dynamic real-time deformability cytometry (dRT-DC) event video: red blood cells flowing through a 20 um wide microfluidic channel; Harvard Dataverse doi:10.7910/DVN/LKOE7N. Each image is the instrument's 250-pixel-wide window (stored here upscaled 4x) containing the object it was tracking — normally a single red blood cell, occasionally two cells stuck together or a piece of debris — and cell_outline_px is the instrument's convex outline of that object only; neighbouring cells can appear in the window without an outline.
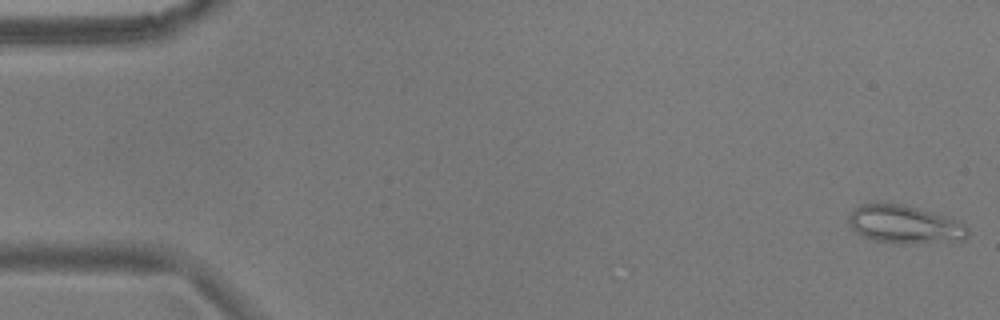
{"species": "common noctule bat (a hibernating species)", "species_latin": "Nyctalus noctula", "temperature_condition": "warm", "stored_images_in_passage": 54, "camera_frame_rate_fps": 3000, "um_per_image_px": 0.085, "animal": {"sex": "male", "body_mass_g": 17.9}, "frame": {"image": 1, "passage_image": 1, "time_ms": 0.0, "image_size_px": [1000, 320], "cell_outline_px": [[968, 236], [960, 240], [904, 244], [900, 244], [872, 240], [856, 232], [852, 228], [848, 220], [848, 216], [860, 204], [892, 200], [948, 216], [960, 220], [968, 228]], "centroid_in_image_um": [76.89, 19.03], "position_along_channel_um": 8.1, "area_um2": 27.17}}
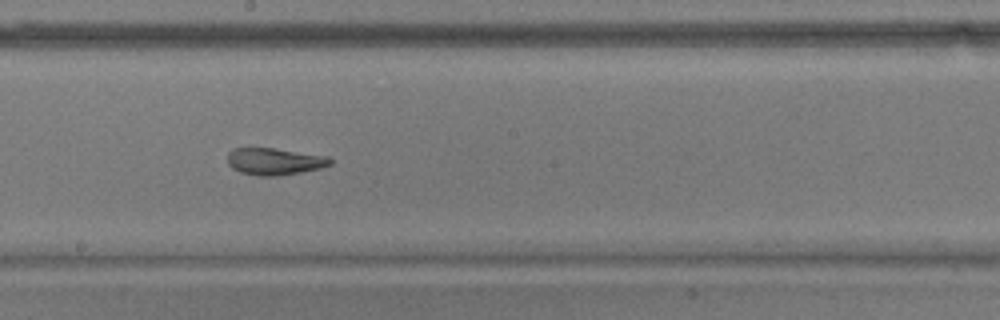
{"frame": {"image": 2, "passage_image": 30, "time_ms": 9.667, "image_size_px": [1000, 320], "cell_outline_px": [[332, 164], [320, 168], [300, 172], [276, 176], [256, 176], [240, 172], [232, 168], [228, 164], [228, 152], [232, 148], [272, 148], [328, 156], [332, 160]], "centroid_in_image_um": [23.31, 13.72], "position_along_channel_um": 224.9, "area_um2": 16.13}}
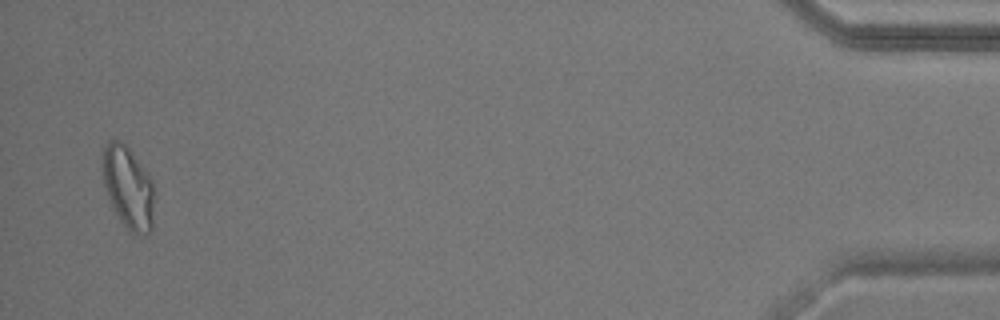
{"frame": {"image": 3, "passage_image": 53, "time_ms": 17.333, "image_size_px": [1000, 320], "cell_outline_px": [[152, 228], [148, 236], [132, 232], [124, 224], [112, 208], [104, 184], [104, 148], [112, 140], [120, 140], [128, 148], [152, 180]], "centroid_in_image_um": [10.9, 15.98], "position_along_channel_um": 424.3, "area_um2": 23.81}, "authors_computed_cell_mechanics": {"area_um2": 19.363, "velocity_mm_per_s": 3.6855, "shape_relaxation_time_tau1_ms": null, "shape_relaxation_time_tau2_ms": 1.6669, "deformation_change_tau1": null, "deformation_change_tau2": 0.0746}}